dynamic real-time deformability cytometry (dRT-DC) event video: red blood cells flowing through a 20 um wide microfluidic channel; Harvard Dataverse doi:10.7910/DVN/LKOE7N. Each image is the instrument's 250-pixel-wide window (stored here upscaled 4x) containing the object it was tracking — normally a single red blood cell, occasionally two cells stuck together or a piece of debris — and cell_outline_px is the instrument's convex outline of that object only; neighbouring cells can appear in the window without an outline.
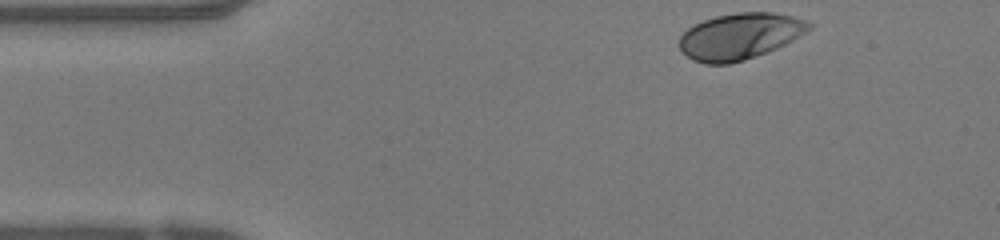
{"species": "human", "species_latin": "Homo sapiens", "temperature_condition": "warm", "stored_images_in_passage": 43, "camera_frame_rate_fps": 3000, "um_per_image_px": 0.085, "donor": {"sex": "female"}, "frame": {"image": 1, "passage_image": 1, "time_ms": 0.0, "image_size_px": [1000, 240], "cell_outline_px": [[816, 24], [812, 28], [792, 40], [776, 48], [756, 56], [744, 60], [728, 64], [704, 64], [692, 60], [676, 44], [680, 36], [688, 28], [704, 20], [716, 16], [736, 12], [772, 12], [792, 16]], "centroid_in_image_um": [62.87, 3.08], "position_along_channel_um": 22.1, "area_um2": 34.97}}
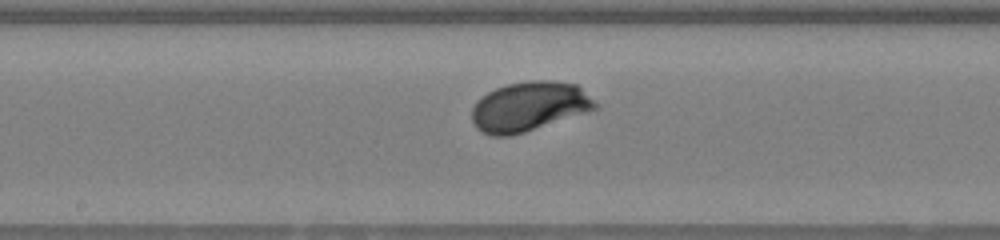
{"frame": {"image": 2, "passage_image": 19, "time_ms": 6.0, "image_size_px": [1000, 240], "cell_outline_px": [[600, 104], [596, 108], [524, 132], [508, 136], [492, 136], [476, 128], [472, 120], [472, 108], [476, 100], [488, 92], [496, 88], [508, 84], [528, 80], [552, 80], [576, 84]], "centroid_in_image_um": [44.95, 9.03], "position_along_channel_um": 203.2, "area_um2": 35.32}}
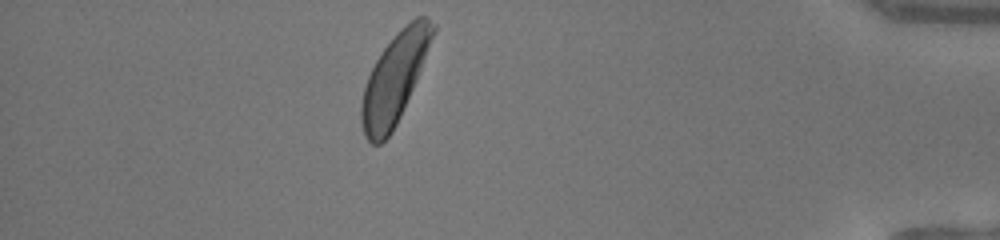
{"frame": {"image": 3, "passage_image": 37, "time_ms": 12.0, "image_size_px": [1000, 240], "cell_outline_px": [[436, 32], [416, 80], [400, 116], [392, 132], [380, 144], [372, 144], [364, 136], [360, 120], [360, 108], [364, 88], [368, 76], [376, 60], [384, 48], [396, 32], [404, 24], [416, 16], [424, 16], [436, 24]], "centroid_in_image_um": [33.53, 6.64], "position_along_channel_um": 401.7, "area_um2": 36.93}, "authors_computed_cell_mechanics": {"area_um2": 34.9112, "velocity_mm_per_s": 4.1544, "shape_relaxation_time_tau1_ms": 1.8191, "shape_relaxation_time_tau2_ms": null, "deformation_change_tau1": 0.1367, "deformation_change_tau2": null}}